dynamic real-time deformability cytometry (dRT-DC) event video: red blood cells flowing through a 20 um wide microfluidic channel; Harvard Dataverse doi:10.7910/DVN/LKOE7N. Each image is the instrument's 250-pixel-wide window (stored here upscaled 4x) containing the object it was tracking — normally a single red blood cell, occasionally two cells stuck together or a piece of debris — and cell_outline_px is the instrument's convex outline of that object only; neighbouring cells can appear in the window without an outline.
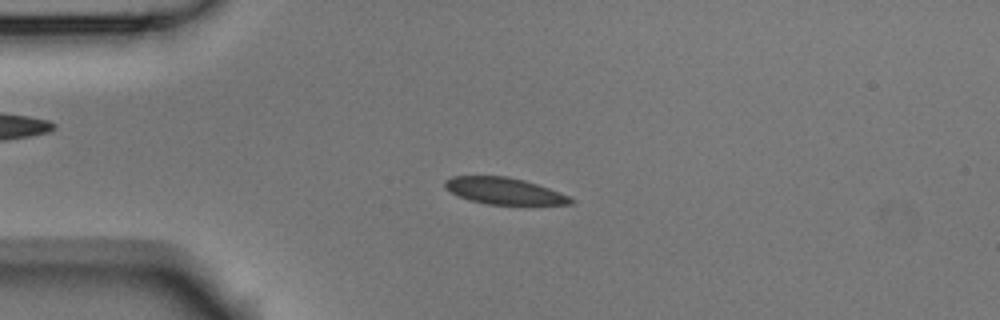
{"species": "Egyptian fruit bat (a non-hibernating species)", "species_latin": "Rousettus aegyptiacus", "temperature_condition": "room temperature", "stored_images_in_passage": 4, "camera_frame_rate_fps": 3000, "um_per_image_px": 0.085, "animal": {"sex": "male"}, "frame": {"image": 1, "passage_image": 3, "time_ms": 0.667, "image_size_px": [1000, 320], "cell_outline_px": [[576, 200], [572, 204], [488, 204], [468, 200], [444, 188], [444, 180], [452, 176], [508, 176], [524, 180], [548, 188], [568, 196]], "centroid_in_image_um": [42.82, 16.22], "position_along_channel_um": 42.2, "area_um2": 19.31}}